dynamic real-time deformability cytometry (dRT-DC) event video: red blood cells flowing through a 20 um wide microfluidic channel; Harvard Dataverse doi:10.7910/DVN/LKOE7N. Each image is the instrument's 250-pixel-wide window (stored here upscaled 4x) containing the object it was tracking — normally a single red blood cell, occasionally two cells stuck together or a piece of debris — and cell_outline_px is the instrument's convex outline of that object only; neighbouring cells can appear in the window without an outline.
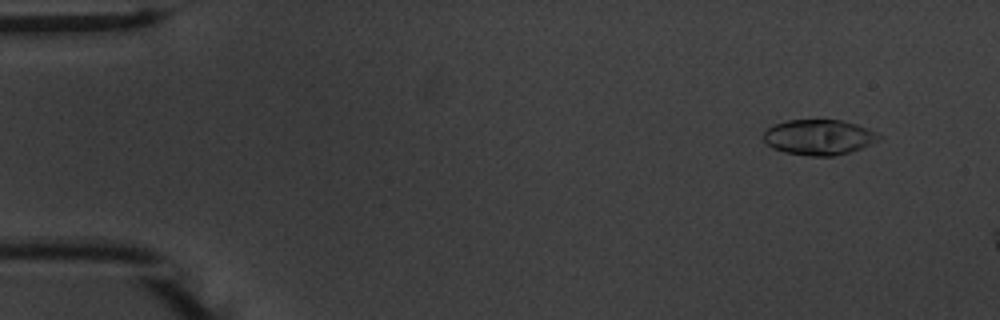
{"species": "common noctule bat (a hibernating species)", "species_latin": "Nyctalus noctula", "temperature_condition": "warm", "stored_images_in_passage": 8, "camera_frame_rate_fps": 3000, "um_per_image_px": 0.085, "animal": {"sex": "male", "body_mass_g": 20.1, "forearm_length_mm": 53.5}, "frame": {"image": 1, "passage_image": 2, "time_ms": 0.333, "image_size_px": [1000, 320], "cell_outline_px": [[880, 140], [860, 148], [848, 152], [832, 156], [808, 156], [784, 152], [772, 148], [764, 140], [764, 132], [768, 128], [776, 124], [788, 120], [840, 120], [856, 124], [868, 128], [876, 132], [880, 136]], "centroid_in_image_um": [69.6, 11.66], "position_along_channel_um": 15.4, "area_um2": 23.58}}